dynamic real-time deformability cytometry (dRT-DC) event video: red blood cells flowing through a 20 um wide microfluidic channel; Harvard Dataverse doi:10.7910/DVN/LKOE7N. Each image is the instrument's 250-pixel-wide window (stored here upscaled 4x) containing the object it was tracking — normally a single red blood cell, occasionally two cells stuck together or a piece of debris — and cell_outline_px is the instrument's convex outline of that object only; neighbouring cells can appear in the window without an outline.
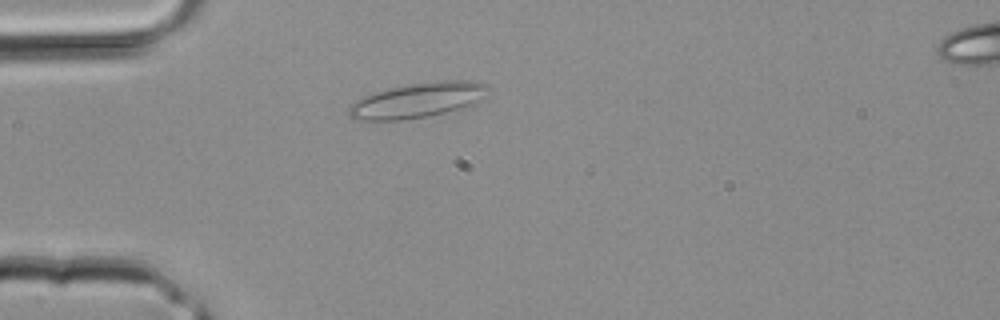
{"species": "common noctule bat (a hibernating species)", "species_latin": "Nyctalus noctula", "temperature_condition": "room temperature", "stored_images_in_passage": 2, "camera_frame_rate_fps": 3000, "um_per_image_px": 0.085, "animal": {"sex": "male", "body_mass_g": 20.4}, "frame": {"image": 1, "passage_image": 2, "time_ms": 0.333, "image_size_px": [1000, 320], "cell_outline_px": [[488, 88], [472, 108], [428, 116], [400, 120], [356, 120], [348, 116], [348, 108], [352, 104], [364, 96], [376, 92], [408, 84], [432, 80], [472, 80], [488, 84]], "centroid_in_image_um": [35.56, 8.52], "position_along_channel_um": 49.4, "area_um2": 28.73}}